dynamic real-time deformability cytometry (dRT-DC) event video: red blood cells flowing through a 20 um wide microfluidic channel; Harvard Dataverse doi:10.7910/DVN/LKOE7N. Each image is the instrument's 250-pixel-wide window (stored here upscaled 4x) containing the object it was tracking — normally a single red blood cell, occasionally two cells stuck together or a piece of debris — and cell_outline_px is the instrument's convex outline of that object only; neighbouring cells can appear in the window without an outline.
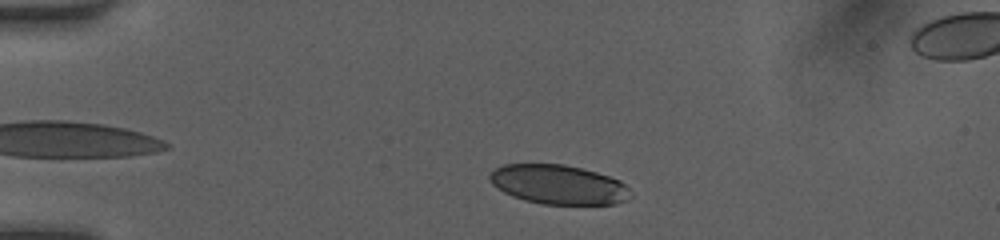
{"species": "human", "species_latin": "Homo sapiens", "temperature_condition": "room temperature", "stored_images_in_passage": 43, "camera_frame_rate_fps": 3000, "um_per_image_px": 0.085, "donor": {"sex": "female"}, "frame": {"image": 1, "passage_image": 5, "time_ms": 1.333, "image_size_px": [1000, 240], "cell_outline_px": [[632, 196], [616, 204], [544, 204], [524, 200], [512, 196], [496, 188], [492, 184], [488, 176], [496, 168], [504, 164], [564, 164], [596, 172], [620, 180], [628, 188]], "centroid_in_image_um": [47.45, 15.69], "position_along_channel_um": 37.5, "area_um2": 32.19}}
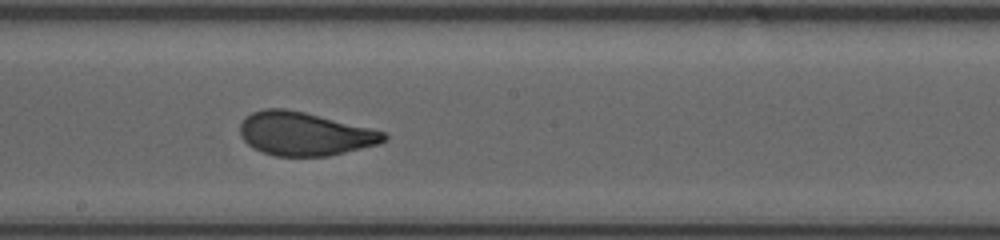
{"frame": {"image": 2, "passage_image": 22, "time_ms": 7.0, "image_size_px": [1000, 240], "cell_outline_px": [[388, 136], [380, 144], [328, 156], [276, 156], [252, 148], [240, 136], [240, 124], [244, 116], [252, 112], [264, 108], [284, 108], [304, 112], [384, 132]], "centroid_in_image_um": [25.83, 11.37], "position_along_channel_um": 222.4, "area_um2": 36.24}}
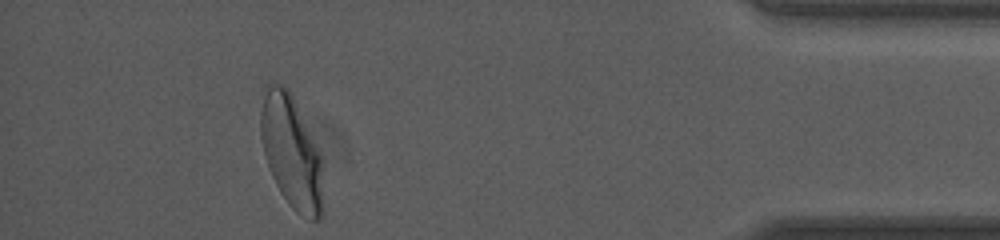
{"frame": {"image": 3, "passage_image": 39, "time_ms": 12.667, "image_size_px": [1000, 240], "cell_outline_px": [[324, 208], [320, 220], [312, 220], [300, 216], [288, 204], [280, 192], [268, 168], [264, 156], [260, 136], [260, 112], [264, 96], [268, 88], [272, 84], [280, 84], [288, 88], [320, 152], [324, 204]], "centroid_in_image_um": [24.78, 13.01], "position_along_channel_um": 410.4, "area_um2": 41.1}, "authors_computed_cell_mechanics": {"area_um2": 36.3562, "velocity_mm_per_s": 4.161, "shape_relaxation_time_tau1_ms": 4.4575, "shape_relaxation_time_tau2_ms": 0.5735, "deformation_change_tau1": 0.1729, "deformation_change_tau2": 0.0593}}